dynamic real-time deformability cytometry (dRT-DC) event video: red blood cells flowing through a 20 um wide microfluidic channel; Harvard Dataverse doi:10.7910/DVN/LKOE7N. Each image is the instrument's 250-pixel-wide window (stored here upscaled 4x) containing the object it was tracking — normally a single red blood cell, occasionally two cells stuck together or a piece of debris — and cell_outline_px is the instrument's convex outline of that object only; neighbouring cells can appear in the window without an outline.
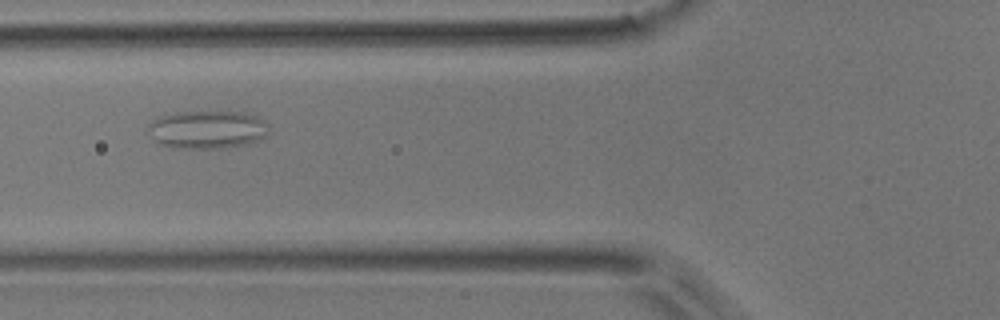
{"species": "common noctule bat (a hibernating species)", "species_latin": "Nyctalus noctula", "temperature_condition": "room temperature", "stored_images_in_passage": 39, "camera_frame_rate_fps": 3000, "um_per_image_px": 0.085, "animal": {"sex": "male", "body_mass_g": 17.9}, "frame": {"image": 1, "passage_image": 5, "time_ms": 1.333, "image_size_px": [1000, 320], "cell_outline_px": [[268, 136], [260, 140], [244, 144], [224, 148], [172, 148], [160, 144], [148, 132], [148, 124], [152, 120], [160, 116], [176, 112], [244, 112], [256, 116], [264, 120], [268, 124]], "centroid_in_image_um": [17.63, 11.01], "position_along_channel_um": 108.2, "area_um2": 26.93}}
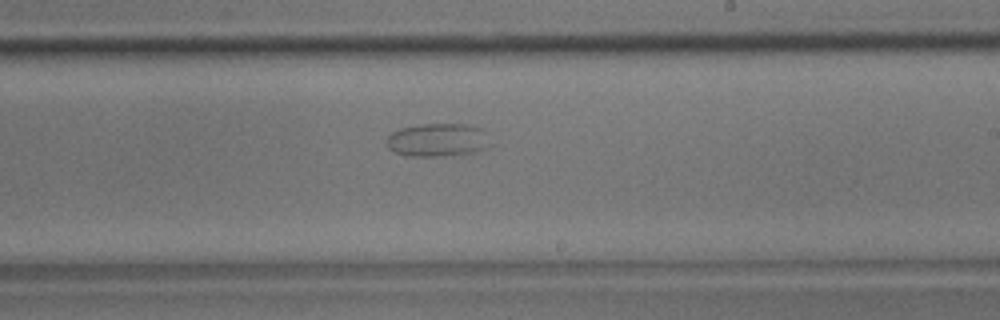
{"frame": {"image": 2, "passage_image": 17, "time_ms": 5.333, "image_size_px": [1000, 320], "cell_outline_px": [[484, 148], [472, 152], [440, 156], [412, 156], [396, 152], [388, 148], [384, 140], [392, 132], [400, 128], [420, 124], [468, 124], [484, 128]], "centroid_in_image_um": [37.09, 11.87], "position_along_channel_um": 251.9, "area_um2": 19.65}}
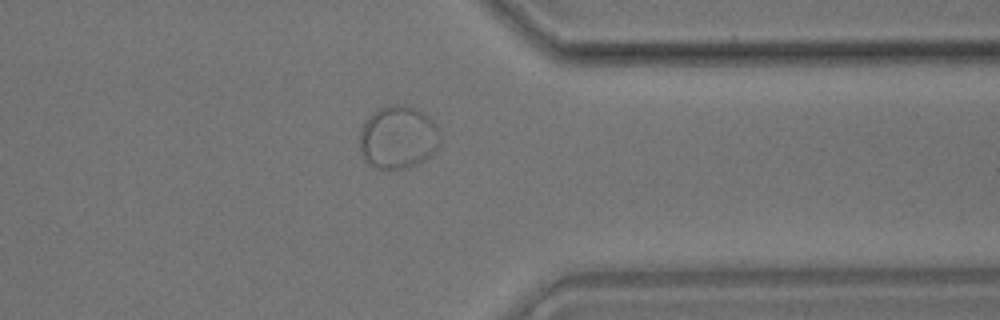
{"frame": {"image": 3, "passage_image": 28, "time_ms": 9.0, "image_size_px": [1000, 320], "cell_outline_px": [[440, 144], [420, 164], [388, 172], [376, 168], [368, 164], [364, 160], [360, 152], [360, 128], [364, 120], [376, 108], [392, 104], [404, 104], [416, 108], [428, 116], [436, 124], [440, 132]], "centroid_in_image_um": [33.8, 11.68], "position_along_channel_um": 377.6, "area_um2": 30.35}}